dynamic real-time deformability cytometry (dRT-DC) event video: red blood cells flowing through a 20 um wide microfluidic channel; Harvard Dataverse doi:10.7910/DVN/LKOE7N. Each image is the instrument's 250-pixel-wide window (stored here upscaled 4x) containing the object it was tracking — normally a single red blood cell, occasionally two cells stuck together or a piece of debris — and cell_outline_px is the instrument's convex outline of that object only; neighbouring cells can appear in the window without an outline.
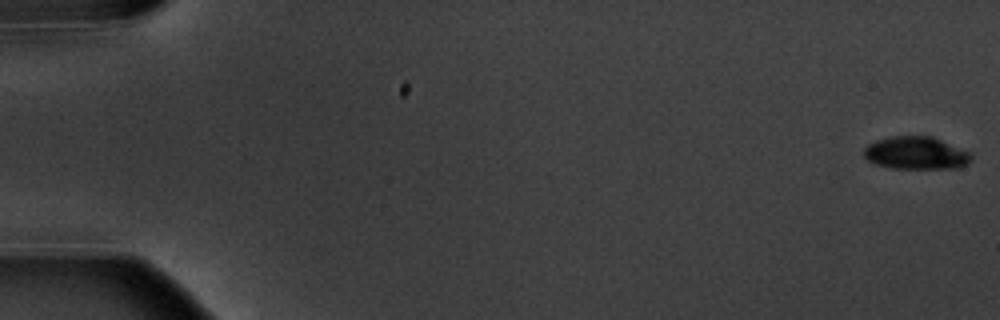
{"species": "common noctule bat (a hibernating species)", "species_latin": "Nyctalus noctula", "temperature_condition": "warm", "stored_images_in_passage": 6, "camera_frame_rate_fps": 3000, "um_per_image_px": 0.085, "animal": {"sex": "male", "body_mass_g": 20.1, "forearm_length_mm": 53.5}, "frame": {"image": 1, "passage_image": 1, "time_ms": 0.0, "image_size_px": [1000, 320], "cell_outline_px": [[972, 156], [968, 164], [960, 168], [892, 168], [876, 164], [868, 160], [864, 156], [864, 148], [868, 144], [876, 140], [892, 136], [932, 136], [972, 152]], "centroid_in_image_um": [77.9, 13.0], "position_along_channel_um": 7.1, "area_um2": 20.58}}
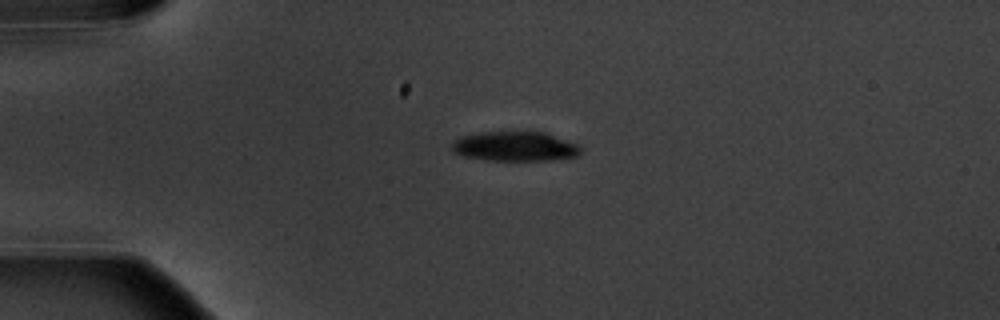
{"frame": {"image": 2, "passage_image": 5, "time_ms": 4.667, "image_size_px": [1000, 320], "cell_outline_px": [[580, 152], [576, 156], [552, 160], [488, 160], [464, 156], [452, 152], [452, 140], [460, 136], [480, 132], [544, 132], [580, 144]], "centroid_in_image_um": [43.75, 12.44], "position_along_channel_um": 41.3, "area_um2": 22.31}}